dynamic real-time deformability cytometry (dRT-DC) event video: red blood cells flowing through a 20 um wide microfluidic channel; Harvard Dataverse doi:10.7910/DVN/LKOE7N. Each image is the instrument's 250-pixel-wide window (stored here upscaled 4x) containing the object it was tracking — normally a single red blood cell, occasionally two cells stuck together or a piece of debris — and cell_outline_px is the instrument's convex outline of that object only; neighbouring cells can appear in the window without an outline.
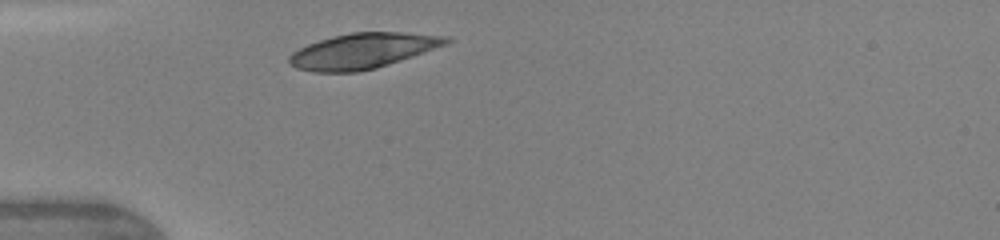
{"species": "human", "species_latin": "Homo sapiens", "temperature_condition": "warm", "stored_images_in_passage": 1, "camera_frame_rate_fps": 3000, "um_per_image_px": 0.085, "donor": {"sex": "female"}, "frame": {"image": 1, "passage_image": 1, "time_ms": 0.0, "image_size_px": [1000, 240], "cell_outline_px": [[452, 40], [448, 44], [376, 68], [356, 72], [312, 72], [296, 68], [288, 64], [288, 56], [292, 52], [308, 44], [332, 36], [352, 32], [404, 32], [448, 36]], "centroid_in_image_um": [30.81, 4.32], "position_along_channel_um": 54.2, "area_um2": 32.37}}